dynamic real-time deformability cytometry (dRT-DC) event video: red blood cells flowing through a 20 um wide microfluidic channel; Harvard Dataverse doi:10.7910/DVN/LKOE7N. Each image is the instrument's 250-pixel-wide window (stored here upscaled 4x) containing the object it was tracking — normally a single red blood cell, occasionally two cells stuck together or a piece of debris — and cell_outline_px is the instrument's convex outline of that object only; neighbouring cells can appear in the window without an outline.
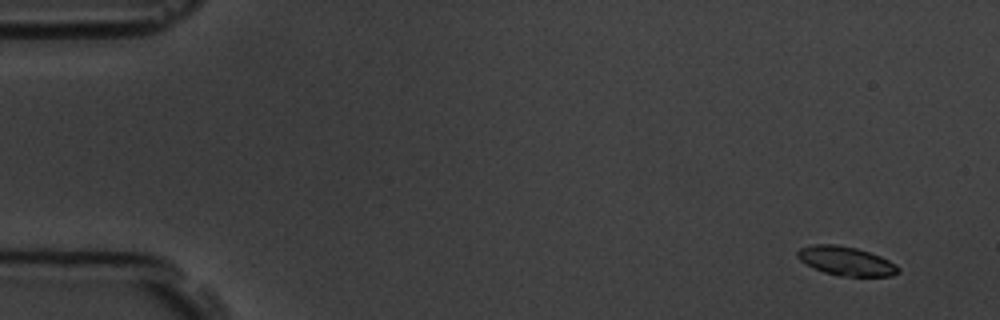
{"species": "common noctule bat (a hibernating species)", "species_latin": "Nyctalus noctula", "temperature_condition": "room temperature", "stored_images_in_passage": 5, "camera_frame_rate_fps": 3000, "um_per_image_px": 0.085, "animal": {"sex": "male", "body_mass_g": 19.5, "forearm_length_mm": 54.6}, "frame": {"image": 1, "passage_image": 1, "time_ms": 0.0, "image_size_px": [1000, 320], "cell_outline_px": [[900, 272], [892, 276], [840, 276], [824, 272], [800, 260], [796, 256], [796, 252], [800, 248], [812, 244], [836, 244], [856, 248], [880, 256], [896, 264], [900, 268]], "centroid_in_image_um": [71.93, 22.18], "position_along_channel_um": 13.1, "area_um2": 16.94}}